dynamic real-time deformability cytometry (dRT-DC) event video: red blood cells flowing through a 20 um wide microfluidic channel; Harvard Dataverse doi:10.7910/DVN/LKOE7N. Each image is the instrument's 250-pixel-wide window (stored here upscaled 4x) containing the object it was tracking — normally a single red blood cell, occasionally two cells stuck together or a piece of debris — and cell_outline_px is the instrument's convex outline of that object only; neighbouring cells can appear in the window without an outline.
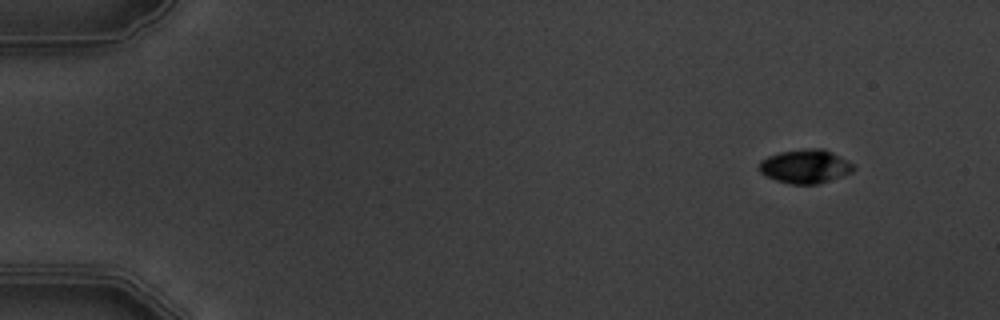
{"species": "common noctule bat (a hibernating species)", "species_latin": "Nyctalus noctula", "temperature_condition": "warm", "stored_images_in_passage": 14, "camera_frame_rate_fps": 3000, "um_per_image_px": 0.085, "animal": {"sex": "male", "body_mass_g": 19.5, "forearm_length_mm": 54.6}, "frame": {"image": 1, "passage_image": 1, "time_ms": 0.0, "image_size_px": [1000, 320], "cell_outline_px": [[856, 168], [852, 172], [820, 184], [792, 184], [776, 180], [760, 172], [760, 160], [768, 156], [780, 152], [812, 148], [824, 148], [848, 160]], "centroid_in_image_um": [68.48, 14.14], "position_along_channel_um": 16.5, "area_um2": 18.5}}
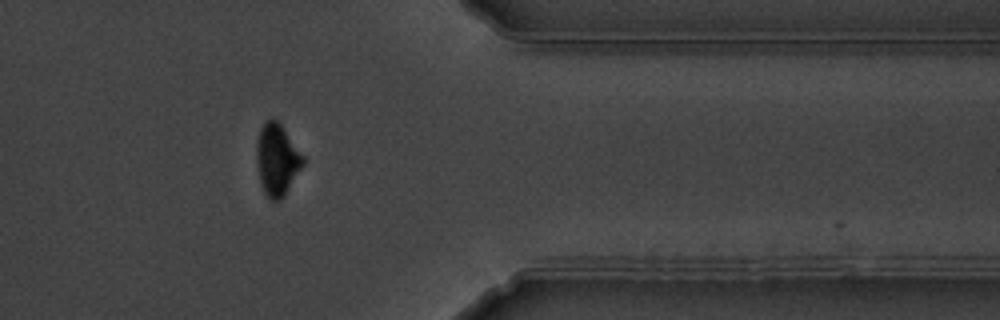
{"frame": {"image": 2, "passage_image": 12, "time_ms": 13.667, "image_size_px": [1000, 320], "cell_outline_px": [[304, 164], [284, 196], [280, 200], [268, 200], [260, 184], [256, 164], [256, 144], [260, 128], [268, 120], [276, 120], [280, 124], [304, 156]], "centroid_in_image_um": [23.53, 13.61], "position_along_channel_um": 387.9, "area_um2": 19.36}}
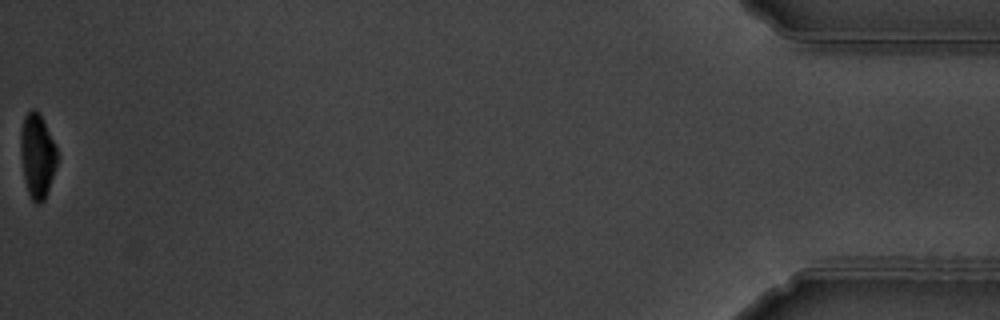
{"frame": {"image": 3, "passage_image": 14, "time_ms": 17.0, "image_size_px": [1000, 320], "cell_outline_px": [[56, 164], [48, 192], [44, 200], [40, 204], [36, 204], [32, 200], [28, 192], [24, 180], [20, 152], [20, 132], [24, 116], [32, 108], [36, 108], [56, 148]], "centroid_in_image_um": [3.13, 13.27], "position_along_channel_um": 432.1, "area_um2": 17.69}, "authors_computed_cell_mechanics": {"area_um2": 20.1433, "velocity_mm_per_s": 3.707, "shape_relaxation_time_tau1_ms": 3.0439, "shape_relaxation_time_tau2_ms": 3.7611, "deformation_change_tau1": 0.1025, "deformation_change_tau2": 0.0688}}